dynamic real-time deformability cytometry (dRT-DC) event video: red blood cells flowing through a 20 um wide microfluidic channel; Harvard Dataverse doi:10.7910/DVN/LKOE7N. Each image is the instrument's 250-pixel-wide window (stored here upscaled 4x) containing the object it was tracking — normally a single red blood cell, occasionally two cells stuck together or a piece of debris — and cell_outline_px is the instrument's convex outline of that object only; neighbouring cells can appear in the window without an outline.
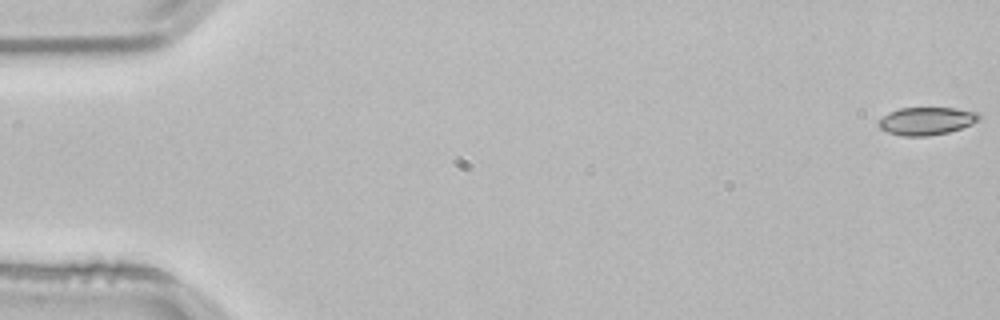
{"species": "common noctule bat (a hibernating species)", "species_latin": "Nyctalus noctula", "temperature_condition": "room temperature", "stored_images_in_passage": 54, "camera_frame_rate_fps": 3000, "um_per_image_px": 0.085, "animal": {"sex": "male", "body_mass_g": 21.5, "forearm_length_mm": 52.0}, "frame": {"image": 1, "passage_image": 1, "time_ms": 0.0, "image_size_px": [1000, 320], "cell_outline_px": [[980, 120], [972, 124], [948, 132], [928, 136], [904, 136], [888, 132], [880, 128], [876, 124], [888, 112], [900, 108], [956, 108], [980, 112]], "centroid_in_image_um": [78.77, 10.28], "position_along_channel_um": 6.2, "area_um2": 16.3}}
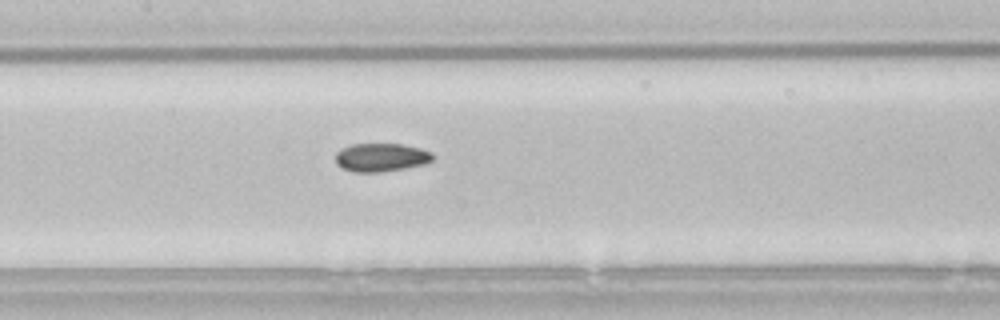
{"frame": {"image": 2, "passage_image": 26, "time_ms": 8.333, "image_size_px": [1000, 320], "cell_outline_px": [[432, 160], [424, 164], [404, 168], [376, 172], [356, 172], [340, 168], [336, 164], [336, 152], [340, 148], [352, 144], [400, 144], [420, 148], [432, 152]], "centroid_in_image_um": [32.34, 13.37], "position_along_channel_um": 175.1, "area_um2": 16.01}}
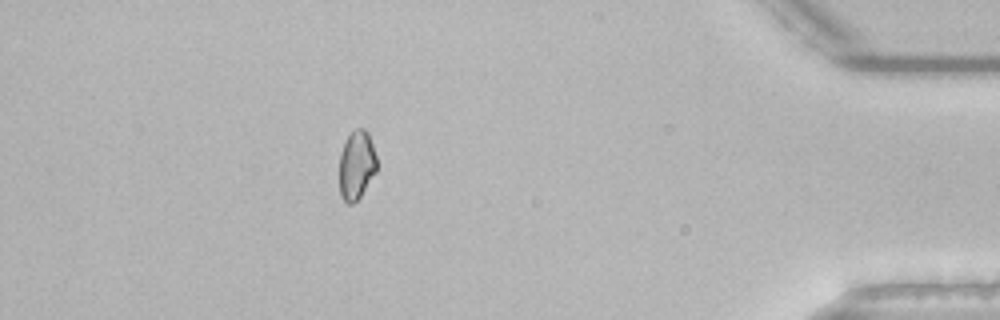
{"frame": {"image": 3, "passage_image": 48, "time_ms": 15.667, "image_size_px": [1000, 320], "cell_outline_px": [[376, 172], [360, 196], [352, 204], [348, 204], [340, 196], [340, 152], [348, 136], [356, 128], [364, 128], [368, 132], [376, 156]], "centroid_in_image_um": [30.3, 14.03], "position_along_channel_um": 404.9, "area_um2": 14.85}, "authors_computed_cell_mechanics": {"area_um2": 16.1551, "velocity_mm_per_s": 3.8069, "shape_relaxation_time_tau1_ms": 5.4761, "shape_relaxation_time_tau2_ms": 4.2865, "deformation_change_tau1": 0.0963, "deformation_change_tau2": 0.0822}}